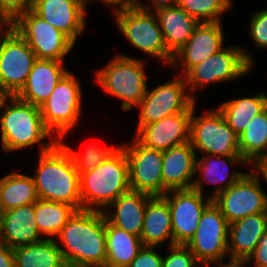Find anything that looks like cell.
<instances>
[{"instance_id":"cell-3","label":"cell","mask_w":267,"mask_h":267,"mask_svg":"<svg viewBox=\"0 0 267 267\" xmlns=\"http://www.w3.org/2000/svg\"><path fill=\"white\" fill-rule=\"evenodd\" d=\"M36 170L33 180L38 199L82 209L79 173L70 154L59 142L50 150L39 153Z\"/></svg>"},{"instance_id":"cell-20","label":"cell","mask_w":267,"mask_h":267,"mask_svg":"<svg viewBox=\"0 0 267 267\" xmlns=\"http://www.w3.org/2000/svg\"><path fill=\"white\" fill-rule=\"evenodd\" d=\"M244 165L248 163L241 155H203L201 158H196L195 172L199 177L194 179L192 188L203 194V181L207 184H216V189L208 197L212 200L222 193L225 189L229 188L237 182L245 173L242 171H229L232 165Z\"/></svg>"},{"instance_id":"cell-27","label":"cell","mask_w":267,"mask_h":267,"mask_svg":"<svg viewBox=\"0 0 267 267\" xmlns=\"http://www.w3.org/2000/svg\"><path fill=\"white\" fill-rule=\"evenodd\" d=\"M163 33L167 50L174 55L193 34L199 22L178 5L154 11Z\"/></svg>"},{"instance_id":"cell-26","label":"cell","mask_w":267,"mask_h":267,"mask_svg":"<svg viewBox=\"0 0 267 267\" xmlns=\"http://www.w3.org/2000/svg\"><path fill=\"white\" fill-rule=\"evenodd\" d=\"M267 231V212L249 215L229 224L228 255L248 258Z\"/></svg>"},{"instance_id":"cell-2","label":"cell","mask_w":267,"mask_h":267,"mask_svg":"<svg viewBox=\"0 0 267 267\" xmlns=\"http://www.w3.org/2000/svg\"><path fill=\"white\" fill-rule=\"evenodd\" d=\"M1 150L15 152L40 144L39 153L50 150L57 142L53 134L45 127L40 107L24 102L16 96H10L0 115ZM51 141H46L47 139ZM45 141L47 143H45Z\"/></svg>"},{"instance_id":"cell-4","label":"cell","mask_w":267,"mask_h":267,"mask_svg":"<svg viewBox=\"0 0 267 267\" xmlns=\"http://www.w3.org/2000/svg\"><path fill=\"white\" fill-rule=\"evenodd\" d=\"M82 209L104 211L120 195L130 190L128 160L118 149L92 171L79 174Z\"/></svg>"},{"instance_id":"cell-24","label":"cell","mask_w":267,"mask_h":267,"mask_svg":"<svg viewBox=\"0 0 267 267\" xmlns=\"http://www.w3.org/2000/svg\"><path fill=\"white\" fill-rule=\"evenodd\" d=\"M152 197L129 190L104 209V215L112 225L140 237L146 204Z\"/></svg>"},{"instance_id":"cell-46","label":"cell","mask_w":267,"mask_h":267,"mask_svg":"<svg viewBox=\"0 0 267 267\" xmlns=\"http://www.w3.org/2000/svg\"><path fill=\"white\" fill-rule=\"evenodd\" d=\"M10 96L11 95L7 93L6 91L0 90V115H1L4 104L6 103V101L8 100Z\"/></svg>"},{"instance_id":"cell-29","label":"cell","mask_w":267,"mask_h":267,"mask_svg":"<svg viewBox=\"0 0 267 267\" xmlns=\"http://www.w3.org/2000/svg\"><path fill=\"white\" fill-rule=\"evenodd\" d=\"M238 140L240 155L249 166L255 168L267 158V108L252 118Z\"/></svg>"},{"instance_id":"cell-32","label":"cell","mask_w":267,"mask_h":267,"mask_svg":"<svg viewBox=\"0 0 267 267\" xmlns=\"http://www.w3.org/2000/svg\"><path fill=\"white\" fill-rule=\"evenodd\" d=\"M37 200L33 176L13 171L0 179V204L3 211L29 205Z\"/></svg>"},{"instance_id":"cell-33","label":"cell","mask_w":267,"mask_h":267,"mask_svg":"<svg viewBox=\"0 0 267 267\" xmlns=\"http://www.w3.org/2000/svg\"><path fill=\"white\" fill-rule=\"evenodd\" d=\"M77 209L66 203L38 199L34 203L37 228L47 239H54Z\"/></svg>"},{"instance_id":"cell-42","label":"cell","mask_w":267,"mask_h":267,"mask_svg":"<svg viewBox=\"0 0 267 267\" xmlns=\"http://www.w3.org/2000/svg\"><path fill=\"white\" fill-rule=\"evenodd\" d=\"M0 267H15L13 248L0 243Z\"/></svg>"},{"instance_id":"cell-30","label":"cell","mask_w":267,"mask_h":267,"mask_svg":"<svg viewBox=\"0 0 267 267\" xmlns=\"http://www.w3.org/2000/svg\"><path fill=\"white\" fill-rule=\"evenodd\" d=\"M15 267H68L56 239L19 246L13 249Z\"/></svg>"},{"instance_id":"cell-17","label":"cell","mask_w":267,"mask_h":267,"mask_svg":"<svg viewBox=\"0 0 267 267\" xmlns=\"http://www.w3.org/2000/svg\"><path fill=\"white\" fill-rule=\"evenodd\" d=\"M224 31L221 22L199 23L186 44L174 55L172 67L183 69L184 76L192 67L200 64L224 46Z\"/></svg>"},{"instance_id":"cell-7","label":"cell","mask_w":267,"mask_h":267,"mask_svg":"<svg viewBox=\"0 0 267 267\" xmlns=\"http://www.w3.org/2000/svg\"><path fill=\"white\" fill-rule=\"evenodd\" d=\"M253 59L242 46H224L183 76L191 97L195 100L193 93L205 85L232 81L249 74Z\"/></svg>"},{"instance_id":"cell-8","label":"cell","mask_w":267,"mask_h":267,"mask_svg":"<svg viewBox=\"0 0 267 267\" xmlns=\"http://www.w3.org/2000/svg\"><path fill=\"white\" fill-rule=\"evenodd\" d=\"M82 96L79 80L69 71L40 106L43 123L57 140H62L79 123Z\"/></svg>"},{"instance_id":"cell-19","label":"cell","mask_w":267,"mask_h":267,"mask_svg":"<svg viewBox=\"0 0 267 267\" xmlns=\"http://www.w3.org/2000/svg\"><path fill=\"white\" fill-rule=\"evenodd\" d=\"M85 8L83 0H35L32 10L75 44L86 27Z\"/></svg>"},{"instance_id":"cell-22","label":"cell","mask_w":267,"mask_h":267,"mask_svg":"<svg viewBox=\"0 0 267 267\" xmlns=\"http://www.w3.org/2000/svg\"><path fill=\"white\" fill-rule=\"evenodd\" d=\"M64 61L37 59L23 88L15 95L20 100L40 107L43 105L57 83L69 72Z\"/></svg>"},{"instance_id":"cell-14","label":"cell","mask_w":267,"mask_h":267,"mask_svg":"<svg viewBox=\"0 0 267 267\" xmlns=\"http://www.w3.org/2000/svg\"><path fill=\"white\" fill-rule=\"evenodd\" d=\"M228 233L229 223L212 201L202 213L197 230L186 246L205 267L228 256Z\"/></svg>"},{"instance_id":"cell-9","label":"cell","mask_w":267,"mask_h":267,"mask_svg":"<svg viewBox=\"0 0 267 267\" xmlns=\"http://www.w3.org/2000/svg\"><path fill=\"white\" fill-rule=\"evenodd\" d=\"M195 107L192 108L190 120V143L196 156L198 151L204 155H240L238 135L228 125L220 110H207L204 114L195 116Z\"/></svg>"},{"instance_id":"cell-10","label":"cell","mask_w":267,"mask_h":267,"mask_svg":"<svg viewBox=\"0 0 267 267\" xmlns=\"http://www.w3.org/2000/svg\"><path fill=\"white\" fill-rule=\"evenodd\" d=\"M11 26L28 43L37 59L64 61L75 45L65 34L32 9L20 14Z\"/></svg>"},{"instance_id":"cell-47","label":"cell","mask_w":267,"mask_h":267,"mask_svg":"<svg viewBox=\"0 0 267 267\" xmlns=\"http://www.w3.org/2000/svg\"><path fill=\"white\" fill-rule=\"evenodd\" d=\"M8 26H9V24L7 22H5L2 19H0V35L4 32L1 28H3V27L7 28Z\"/></svg>"},{"instance_id":"cell-6","label":"cell","mask_w":267,"mask_h":267,"mask_svg":"<svg viewBox=\"0 0 267 267\" xmlns=\"http://www.w3.org/2000/svg\"><path fill=\"white\" fill-rule=\"evenodd\" d=\"M114 19L124 38L134 48L171 65L173 55L167 50L163 33L153 11L134 5L113 9Z\"/></svg>"},{"instance_id":"cell-31","label":"cell","mask_w":267,"mask_h":267,"mask_svg":"<svg viewBox=\"0 0 267 267\" xmlns=\"http://www.w3.org/2000/svg\"><path fill=\"white\" fill-rule=\"evenodd\" d=\"M228 125L239 136L255 115L267 108V93L258 92L249 97L225 101L217 107Z\"/></svg>"},{"instance_id":"cell-40","label":"cell","mask_w":267,"mask_h":267,"mask_svg":"<svg viewBox=\"0 0 267 267\" xmlns=\"http://www.w3.org/2000/svg\"><path fill=\"white\" fill-rule=\"evenodd\" d=\"M249 261L255 263V267H267V231L259 239L253 253L248 257Z\"/></svg>"},{"instance_id":"cell-1","label":"cell","mask_w":267,"mask_h":267,"mask_svg":"<svg viewBox=\"0 0 267 267\" xmlns=\"http://www.w3.org/2000/svg\"><path fill=\"white\" fill-rule=\"evenodd\" d=\"M68 267H105L106 231L103 211L77 210L55 237Z\"/></svg>"},{"instance_id":"cell-13","label":"cell","mask_w":267,"mask_h":267,"mask_svg":"<svg viewBox=\"0 0 267 267\" xmlns=\"http://www.w3.org/2000/svg\"><path fill=\"white\" fill-rule=\"evenodd\" d=\"M196 101L191 97L183 76L175 77L152 89L147 87L145 96L136 106L140 110L137 131L166 116L192 110Z\"/></svg>"},{"instance_id":"cell-37","label":"cell","mask_w":267,"mask_h":267,"mask_svg":"<svg viewBox=\"0 0 267 267\" xmlns=\"http://www.w3.org/2000/svg\"><path fill=\"white\" fill-rule=\"evenodd\" d=\"M249 22V35L254 45L267 49V9L252 14Z\"/></svg>"},{"instance_id":"cell-41","label":"cell","mask_w":267,"mask_h":267,"mask_svg":"<svg viewBox=\"0 0 267 267\" xmlns=\"http://www.w3.org/2000/svg\"><path fill=\"white\" fill-rule=\"evenodd\" d=\"M149 2L151 3V4L149 3L151 7L148 4L143 3V1H140V0H132V5L142 10L155 11L157 9L164 8V7L176 6L178 3V0H150ZM151 8H154V10H151Z\"/></svg>"},{"instance_id":"cell-34","label":"cell","mask_w":267,"mask_h":267,"mask_svg":"<svg viewBox=\"0 0 267 267\" xmlns=\"http://www.w3.org/2000/svg\"><path fill=\"white\" fill-rule=\"evenodd\" d=\"M177 5L201 22H221L223 13L230 10L232 0H178Z\"/></svg>"},{"instance_id":"cell-25","label":"cell","mask_w":267,"mask_h":267,"mask_svg":"<svg viewBox=\"0 0 267 267\" xmlns=\"http://www.w3.org/2000/svg\"><path fill=\"white\" fill-rule=\"evenodd\" d=\"M140 239L144 246L159 248L168 240V246L175 245L169 205L162 196H153L147 202Z\"/></svg>"},{"instance_id":"cell-16","label":"cell","mask_w":267,"mask_h":267,"mask_svg":"<svg viewBox=\"0 0 267 267\" xmlns=\"http://www.w3.org/2000/svg\"><path fill=\"white\" fill-rule=\"evenodd\" d=\"M162 197L169 205L174 244L186 245L194 236L202 213L213 200L193 188L170 190Z\"/></svg>"},{"instance_id":"cell-11","label":"cell","mask_w":267,"mask_h":267,"mask_svg":"<svg viewBox=\"0 0 267 267\" xmlns=\"http://www.w3.org/2000/svg\"><path fill=\"white\" fill-rule=\"evenodd\" d=\"M6 29L0 35V90L15 96L25 85L37 57L11 25Z\"/></svg>"},{"instance_id":"cell-18","label":"cell","mask_w":267,"mask_h":267,"mask_svg":"<svg viewBox=\"0 0 267 267\" xmlns=\"http://www.w3.org/2000/svg\"><path fill=\"white\" fill-rule=\"evenodd\" d=\"M192 110L175 113L144 125L136 131L135 138L144 146L160 151L190 141V120Z\"/></svg>"},{"instance_id":"cell-12","label":"cell","mask_w":267,"mask_h":267,"mask_svg":"<svg viewBox=\"0 0 267 267\" xmlns=\"http://www.w3.org/2000/svg\"><path fill=\"white\" fill-rule=\"evenodd\" d=\"M259 175L252 167L250 172L213 199L229 224L249 215L267 212V194L262 189Z\"/></svg>"},{"instance_id":"cell-43","label":"cell","mask_w":267,"mask_h":267,"mask_svg":"<svg viewBox=\"0 0 267 267\" xmlns=\"http://www.w3.org/2000/svg\"><path fill=\"white\" fill-rule=\"evenodd\" d=\"M229 262L227 264H223V259L224 258H221L219 260H216L214 262H211L208 266L206 267H209L210 265L212 264H217L218 267H246L247 264H251V262L249 261L248 258H245V257H234V256H230L229 257ZM220 265V266H219Z\"/></svg>"},{"instance_id":"cell-45","label":"cell","mask_w":267,"mask_h":267,"mask_svg":"<svg viewBox=\"0 0 267 267\" xmlns=\"http://www.w3.org/2000/svg\"><path fill=\"white\" fill-rule=\"evenodd\" d=\"M255 168L267 184V158L261 161Z\"/></svg>"},{"instance_id":"cell-23","label":"cell","mask_w":267,"mask_h":267,"mask_svg":"<svg viewBox=\"0 0 267 267\" xmlns=\"http://www.w3.org/2000/svg\"><path fill=\"white\" fill-rule=\"evenodd\" d=\"M37 228L34 203L3 211L0 217V243L16 248L45 239Z\"/></svg>"},{"instance_id":"cell-5","label":"cell","mask_w":267,"mask_h":267,"mask_svg":"<svg viewBox=\"0 0 267 267\" xmlns=\"http://www.w3.org/2000/svg\"><path fill=\"white\" fill-rule=\"evenodd\" d=\"M144 60L117 54L105 67L96 71L95 80L106 93L121 100L130 111L145 96L148 82Z\"/></svg>"},{"instance_id":"cell-44","label":"cell","mask_w":267,"mask_h":267,"mask_svg":"<svg viewBox=\"0 0 267 267\" xmlns=\"http://www.w3.org/2000/svg\"><path fill=\"white\" fill-rule=\"evenodd\" d=\"M88 1H91V0H83L86 6L88 5L87 3ZM100 1L101 3L104 4V6L106 5V6L113 7L112 9L132 4V0H100Z\"/></svg>"},{"instance_id":"cell-15","label":"cell","mask_w":267,"mask_h":267,"mask_svg":"<svg viewBox=\"0 0 267 267\" xmlns=\"http://www.w3.org/2000/svg\"><path fill=\"white\" fill-rule=\"evenodd\" d=\"M128 160L130 190L151 196H163V151L141 144L135 137L132 143L120 145Z\"/></svg>"},{"instance_id":"cell-35","label":"cell","mask_w":267,"mask_h":267,"mask_svg":"<svg viewBox=\"0 0 267 267\" xmlns=\"http://www.w3.org/2000/svg\"><path fill=\"white\" fill-rule=\"evenodd\" d=\"M58 142L67 150L70 154L73 163L75 164L78 173H84L92 171L100 163L105 161L110 155H112L120 145H115L110 148H103L98 145L89 144L86 146L85 151L77 153L69 145L65 144L62 140Z\"/></svg>"},{"instance_id":"cell-48","label":"cell","mask_w":267,"mask_h":267,"mask_svg":"<svg viewBox=\"0 0 267 267\" xmlns=\"http://www.w3.org/2000/svg\"><path fill=\"white\" fill-rule=\"evenodd\" d=\"M2 214H3V210H2L1 204H0V217H1Z\"/></svg>"},{"instance_id":"cell-39","label":"cell","mask_w":267,"mask_h":267,"mask_svg":"<svg viewBox=\"0 0 267 267\" xmlns=\"http://www.w3.org/2000/svg\"><path fill=\"white\" fill-rule=\"evenodd\" d=\"M154 248L157 246H143L128 267H162L163 256Z\"/></svg>"},{"instance_id":"cell-21","label":"cell","mask_w":267,"mask_h":267,"mask_svg":"<svg viewBox=\"0 0 267 267\" xmlns=\"http://www.w3.org/2000/svg\"><path fill=\"white\" fill-rule=\"evenodd\" d=\"M196 158L190 141L163 151V196L170 190L192 188L197 177Z\"/></svg>"},{"instance_id":"cell-38","label":"cell","mask_w":267,"mask_h":267,"mask_svg":"<svg viewBox=\"0 0 267 267\" xmlns=\"http://www.w3.org/2000/svg\"><path fill=\"white\" fill-rule=\"evenodd\" d=\"M35 0H0V19L9 25L22 13L33 9Z\"/></svg>"},{"instance_id":"cell-28","label":"cell","mask_w":267,"mask_h":267,"mask_svg":"<svg viewBox=\"0 0 267 267\" xmlns=\"http://www.w3.org/2000/svg\"><path fill=\"white\" fill-rule=\"evenodd\" d=\"M105 231V267H128L144 246L140 237L112 225L106 217Z\"/></svg>"},{"instance_id":"cell-36","label":"cell","mask_w":267,"mask_h":267,"mask_svg":"<svg viewBox=\"0 0 267 267\" xmlns=\"http://www.w3.org/2000/svg\"><path fill=\"white\" fill-rule=\"evenodd\" d=\"M169 254L163 257L162 267H203L186 245L168 246Z\"/></svg>"}]
</instances>
